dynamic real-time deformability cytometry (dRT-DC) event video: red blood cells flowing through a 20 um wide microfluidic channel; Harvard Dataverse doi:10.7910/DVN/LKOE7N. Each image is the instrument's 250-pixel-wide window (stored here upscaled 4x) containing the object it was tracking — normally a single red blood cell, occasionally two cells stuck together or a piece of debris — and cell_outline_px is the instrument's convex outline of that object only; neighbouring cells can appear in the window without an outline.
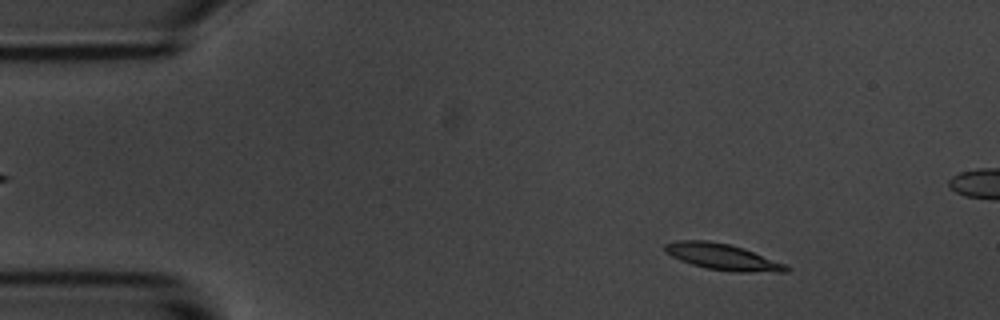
{"species": "common noctule bat (a hibernating species)", "species_latin": "Nyctalus noctula", "temperature_condition": "room temperature", "stored_images_in_passage": 55, "segment_of_instrument_passage": [1, 2], "camera_frame_rate_fps": 3000, "um_per_image_px": 0.085, "animal": {"sex": "male", "body_mass_g": 20.1, "forearm_length_mm": 53.5}, "frame": {"image": 1, "passage_image": 7, "time_ms": 2.0, "image_size_px": [1000, 320], "cell_outline_px": [[792, 268], [788, 272], [736, 272], [708, 268], [692, 264], [680, 260], [664, 252], [664, 244], [676, 240], [708, 240], [728, 244], [744, 248], [784, 264]], "centroid_in_image_um": [61.4, 21.83], "position_along_channel_um": 23.6, "area_um2": 18.44}}
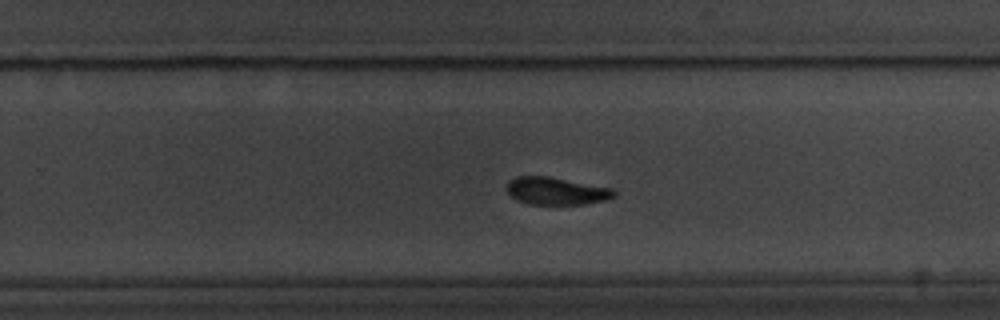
{"frame": {"image": 2, "passage_image": 34, "time_ms": 11.0, "image_size_px": [1000, 320], "cell_outline_px": [[616, 196], [608, 200], [584, 204], [528, 204], [516, 200], [504, 188], [508, 180], [516, 176], [548, 176], [612, 188], [616, 192]], "centroid_in_image_um": [47.26, 16.23], "position_along_channel_um": 282.5, "area_um2": 17.4}}
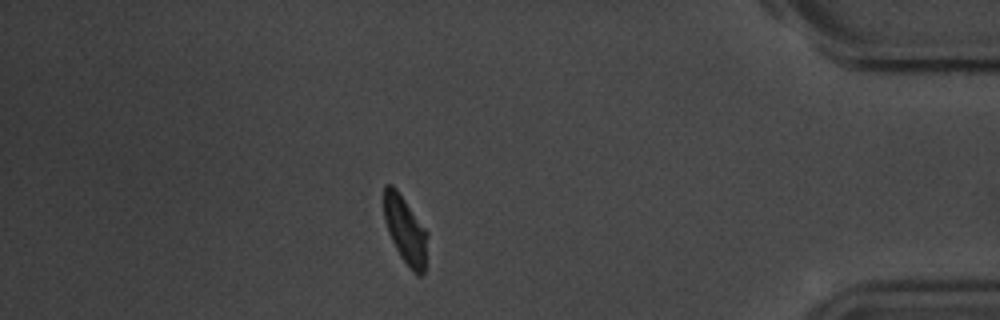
{"frame": {"image": 3, "passage_image": 47, "time_ms": 15.333, "image_size_px": [1000, 320], "cell_outline_px": [[428, 236], [424, 272], [420, 276], [416, 276], [412, 272], [400, 256], [388, 232], [384, 220], [384, 184], [392, 184], [396, 188], [428, 232]], "centroid_in_image_um": [34.45, 19.57], "position_along_channel_um": 400.7, "area_um2": 17.17}}